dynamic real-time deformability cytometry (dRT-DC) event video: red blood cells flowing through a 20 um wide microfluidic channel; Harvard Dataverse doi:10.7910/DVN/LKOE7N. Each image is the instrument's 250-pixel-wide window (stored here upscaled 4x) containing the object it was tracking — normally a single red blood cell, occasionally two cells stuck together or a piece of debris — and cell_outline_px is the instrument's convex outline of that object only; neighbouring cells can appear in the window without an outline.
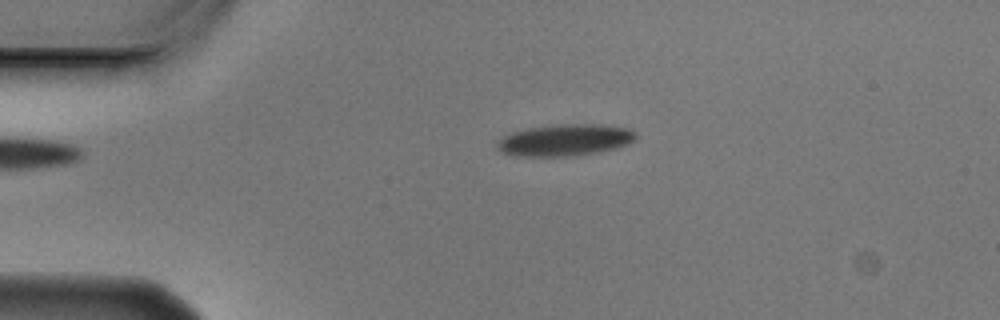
{"species": "Egyptian fruit bat (a non-hibernating species)", "species_latin": "Rousettus aegyptiacus", "temperature_condition": "cold", "stored_images_in_passage": 3, "camera_frame_rate_fps": 3000, "um_per_image_px": 0.085, "animal": {"sex": "male"}, "frame": {"image": 1, "passage_image": 2, "time_ms": 0.333, "image_size_px": [1000, 320], "cell_outline_px": [[636, 136], [628, 144], [616, 148], [600, 152], [572, 156], [516, 156], [500, 152], [496, 148], [496, 144], [504, 136], [512, 132], [528, 128], [564, 124], [600, 124], [628, 128], [636, 132]], "centroid_in_image_um": [48.02, 11.91], "position_along_channel_um": 37.0, "area_um2": 25.61}}